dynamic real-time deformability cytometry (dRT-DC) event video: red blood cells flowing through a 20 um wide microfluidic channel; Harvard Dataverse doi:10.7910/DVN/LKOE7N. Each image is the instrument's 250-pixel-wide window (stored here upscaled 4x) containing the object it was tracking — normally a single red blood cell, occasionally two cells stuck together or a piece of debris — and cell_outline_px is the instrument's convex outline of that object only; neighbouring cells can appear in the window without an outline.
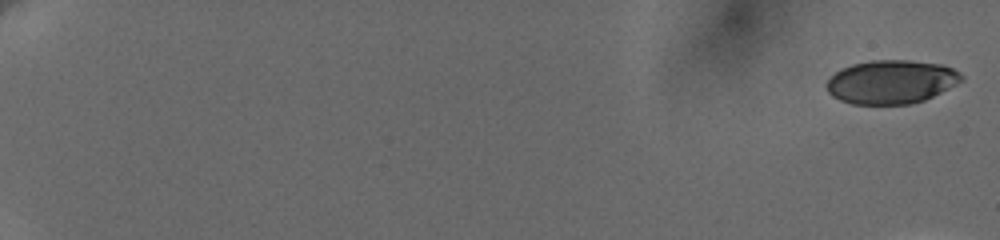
{"species": "human", "species_latin": "Homo sapiens", "temperature_condition": "cold", "stored_images_in_passage": 16, "camera_frame_rate_fps": 3000, "um_per_image_px": 0.085, "donor": {"sex": "female"}, "frame": {"image": 1, "passage_image": 1, "time_ms": 0.0, "image_size_px": [1000, 240], "cell_outline_px": [[964, 80], [924, 100], [912, 104], [852, 104], [840, 100], [832, 96], [828, 92], [828, 80], [836, 72], [852, 64], [872, 60], [908, 60], [944, 64], [960, 72], [964, 76]], "centroid_in_image_um": [75.79, 6.95], "position_along_channel_um": 9.2, "area_um2": 34.22}}
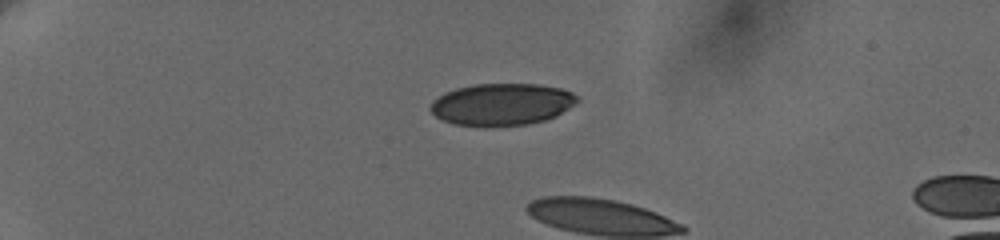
{"frame": {"image": 2, "passage_image": 13, "time_ms": 5.333, "image_size_px": [1000, 240], "cell_outline_px": [[580, 100], [556, 116], [544, 120], [528, 124], [492, 128], [484, 128], [452, 124], [436, 116], [428, 108], [432, 100], [444, 92], [456, 88], [476, 84], [536, 84], [560, 88], [572, 92], [580, 96]], "centroid_in_image_um": [42.63, 8.89], "position_along_channel_um": 42.4, "area_um2": 36.59}}